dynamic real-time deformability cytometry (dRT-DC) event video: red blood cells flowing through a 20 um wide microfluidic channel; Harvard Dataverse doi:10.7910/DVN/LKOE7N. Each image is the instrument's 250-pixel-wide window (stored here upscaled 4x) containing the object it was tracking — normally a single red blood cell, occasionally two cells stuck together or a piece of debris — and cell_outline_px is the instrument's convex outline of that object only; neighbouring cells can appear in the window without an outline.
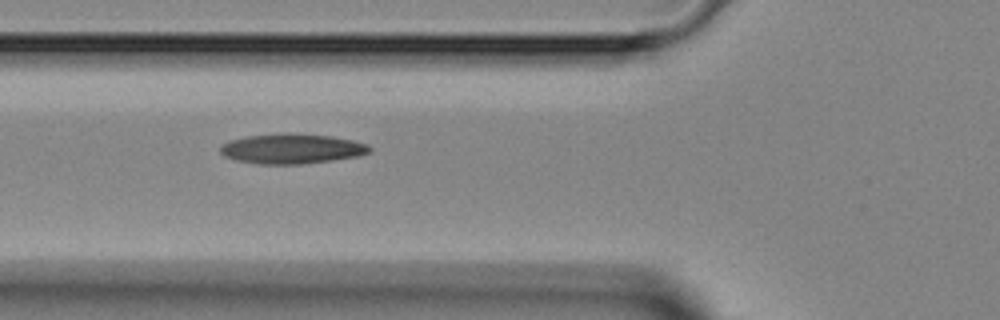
{"species": "Egyptian fruit bat (a non-hibernating species)", "species_latin": "Rousettus aegyptiacus", "temperature_condition": "room temperature", "stored_images_in_passage": 3, "camera_frame_rate_fps": 3000, "um_per_image_px": 0.085, "animal": {"sex": "female"}, "frame": {"image": 1, "passage_image": 3, "time_ms": 4.0, "image_size_px": [1000, 320], "cell_outline_px": [[372, 152], [360, 156], [332, 160], [300, 164], [260, 164], [236, 160], [224, 156], [220, 152], [220, 148], [228, 140], [244, 136], [284, 132], [288, 132], [332, 136], [352, 140], [368, 144], [372, 148]], "centroid_in_image_um": [24.82, 12.63], "position_along_channel_um": 101.0, "area_um2": 26.41}}